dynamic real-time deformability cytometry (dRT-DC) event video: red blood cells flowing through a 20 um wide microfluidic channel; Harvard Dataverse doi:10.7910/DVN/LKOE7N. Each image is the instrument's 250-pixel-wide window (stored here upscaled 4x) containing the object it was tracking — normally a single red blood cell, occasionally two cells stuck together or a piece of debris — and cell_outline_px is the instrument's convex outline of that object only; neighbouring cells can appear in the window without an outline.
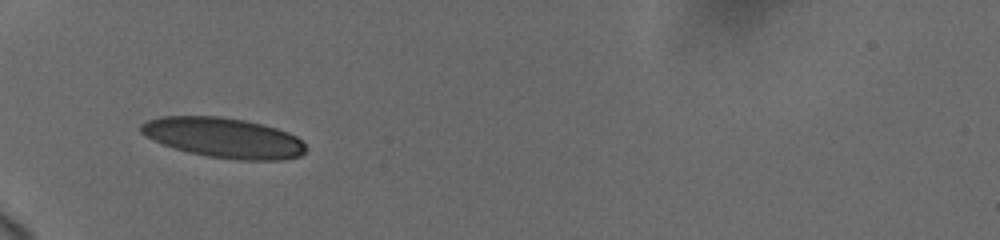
{"species": "human", "species_latin": "Homo sapiens", "temperature_condition": "cold", "stored_images_in_passage": 29, "camera_frame_rate_fps": 3000, "um_per_image_px": 0.085, "donor": {"sex": "female"}, "frame": {"image": 1, "passage_image": 1, "time_ms": 0.0, "image_size_px": [1000, 240], "cell_outline_px": [[308, 148], [300, 156], [280, 160], [240, 160], [208, 156], [188, 152], [164, 144], [140, 132], [140, 124], [148, 120], [164, 116], [220, 116], [244, 120], [264, 124], [288, 132], [296, 136]], "centroid_in_image_um": [19.05, 11.7], "position_along_channel_um": 66.0, "area_um2": 38.26}}
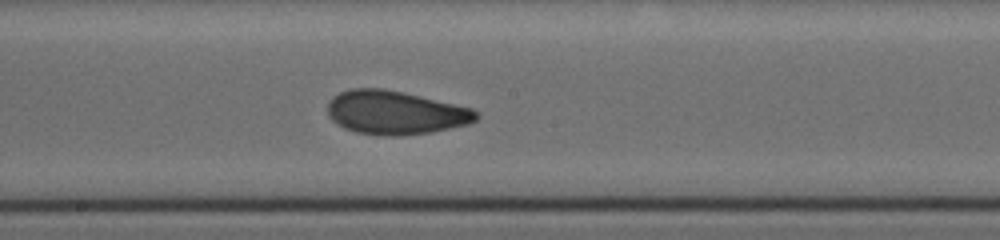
{"frame": {"image": 2, "passage_image": 13, "time_ms": 4.333, "image_size_px": [1000, 240], "cell_outline_px": [[480, 116], [476, 120], [468, 124], [432, 132], [400, 136], [384, 136], [356, 132], [344, 128], [332, 120], [328, 116], [328, 104], [332, 96], [340, 92], [352, 88], [380, 88], [404, 92], [472, 108], [480, 112]], "centroid_in_image_um": [33.61, 9.57], "position_along_channel_um": 214.6, "area_um2": 37.97}}
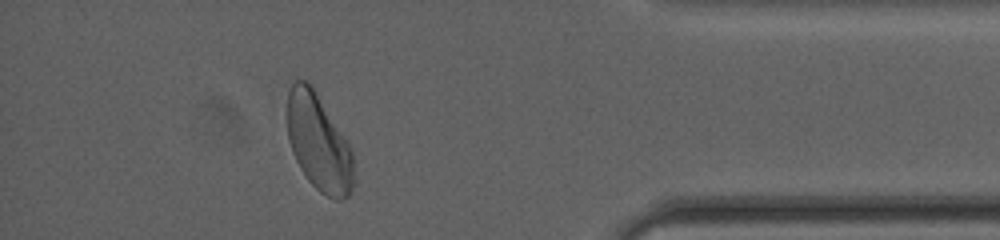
{"frame": {"image": 3, "passage_image": 25, "time_ms": 10.333, "image_size_px": [1000, 240], "cell_outline_px": [[356, 184], [352, 192], [348, 196], [336, 200], [320, 192], [308, 180], [300, 168], [292, 152], [288, 140], [288, 92], [292, 84], [296, 80], [304, 80], [312, 84], [348, 144], [352, 152], [356, 180]], "centroid_in_image_um": [27.11, 12.16], "position_along_channel_um": 408.1, "area_um2": 37.51}, "authors_computed_cell_mechanics": {"area_um2": 37.6856, "velocity_mm_per_s": 3.6814, "shape_relaxation_time_tau1_ms": 5.7239, "shape_relaxation_time_tau2_ms": 1.2827, "deformation_change_tau1": 0.1397, "deformation_change_tau2": 0.0749}}